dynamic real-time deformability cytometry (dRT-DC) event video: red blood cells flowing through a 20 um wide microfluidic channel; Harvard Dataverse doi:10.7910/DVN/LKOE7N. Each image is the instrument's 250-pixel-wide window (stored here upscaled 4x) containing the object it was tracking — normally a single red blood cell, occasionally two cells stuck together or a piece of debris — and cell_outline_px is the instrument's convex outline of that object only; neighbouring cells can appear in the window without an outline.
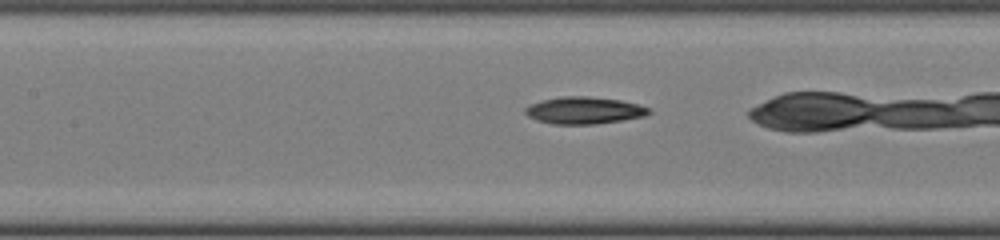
{"species": "common noctule bat (a hibernating species)", "species_latin": "Nyctalus noctula", "temperature_condition": "cold", "stored_images_in_passage": 29, "camera_frame_rate_fps": 3000, "um_per_image_px": 0.085, "animal": {"sex": "female", "body_mass_g": 22.0, "forearm_length_mm": 56.7}, "frame": {"image": 1, "passage_image": 15, "time_ms": 4.667, "image_size_px": [1000, 240], "cell_outline_px": [[652, 112], [644, 116], [624, 120], [596, 124], [552, 124], [536, 120], [528, 116], [524, 112], [524, 108], [528, 104], [560, 96], [588, 96], [620, 100], [640, 104], [652, 108]], "centroid_in_image_um": [49.67, 9.38], "position_along_channel_um": 157.7, "area_um2": 19.77}}
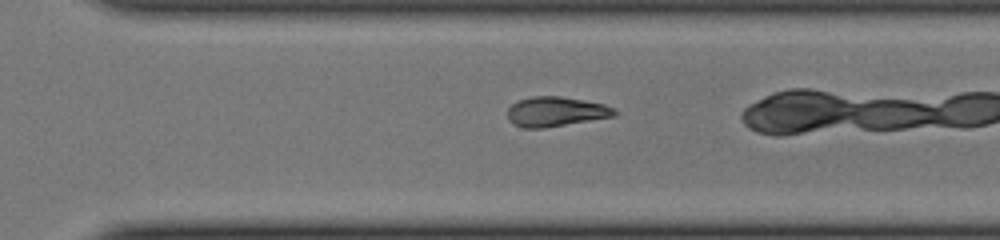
{"frame": {"image": 2, "passage_image": 26, "time_ms": 8.333, "image_size_px": [1000, 240], "cell_outline_px": [[616, 116], [544, 128], [524, 128], [508, 120], [508, 108], [516, 100], [532, 96], [560, 96], [584, 100], [604, 104], [612, 108], [616, 112]], "centroid_in_image_um": [47.22, 9.48], "position_along_channel_um": 323.4, "area_um2": 18.5}}